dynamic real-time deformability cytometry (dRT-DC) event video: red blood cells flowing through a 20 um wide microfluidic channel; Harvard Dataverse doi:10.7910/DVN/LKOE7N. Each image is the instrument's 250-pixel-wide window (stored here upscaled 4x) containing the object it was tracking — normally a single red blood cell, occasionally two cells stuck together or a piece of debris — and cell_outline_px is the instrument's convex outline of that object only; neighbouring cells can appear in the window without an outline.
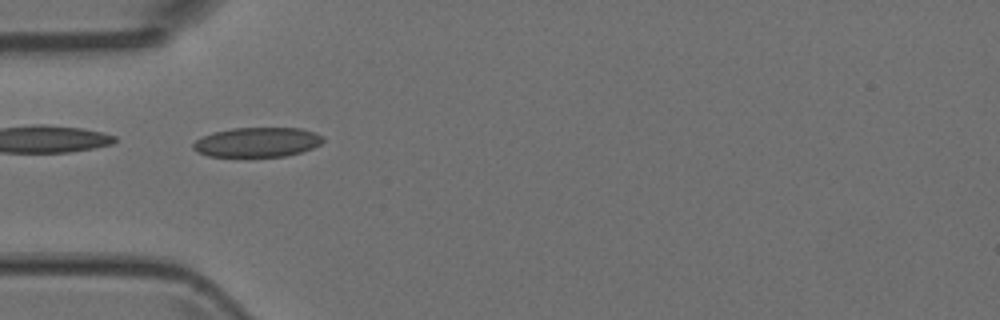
{"species": "Egyptian fruit bat (a non-hibernating species)", "species_latin": "Rousettus aegyptiacus", "temperature_condition": "room temperature", "stored_images_in_passage": 3, "camera_frame_rate_fps": 3000, "um_per_image_px": 0.085, "animal": {"sex": "female"}, "frame": {"image": 1, "passage_image": 1, "time_ms": 0.0, "image_size_px": [1000, 320], "cell_outline_px": [[324, 140], [320, 144], [312, 148], [300, 152], [284, 156], [208, 156], [196, 152], [192, 148], [192, 144], [196, 140], [212, 132], [232, 128], [300, 128], [324, 136]], "centroid_in_image_um": [21.84, 12.08], "position_along_channel_um": 63.2, "area_um2": 22.31}}
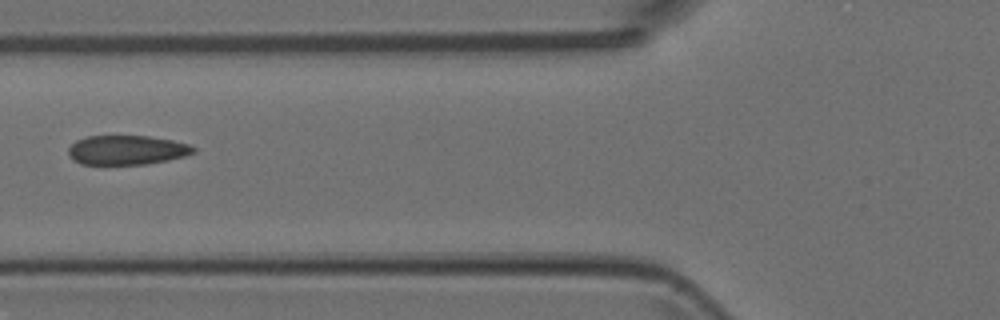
{"frame": {"image": 2, "passage_image": 2, "time_ms": 0.333, "image_size_px": [1000, 320], "cell_outline_px": [[196, 152], [184, 156], [168, 160], [148, 164], [80, 164], [72, 160], [68, 152], [68, 148], [76, 140], [88, 136], [148, 136], [172, 140], [188, 144], [196, 148]], "centroid_in_image_um": [10.78, 12.75], "position_along_channel_um": 115.0, "area_um2": 21.44}}
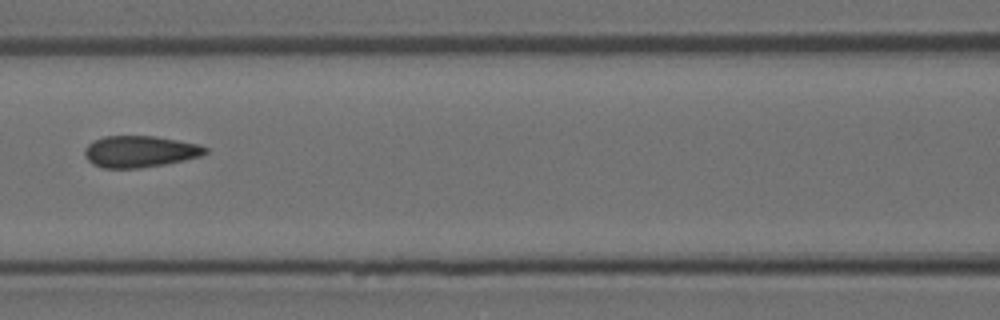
{"frame": {"image": 3, "passage_image": 3, "time_ms": 0.667, "image_size_px": [1000, 320], "cell_outline_px": [[208, 152], [200, 156], [184, 160], [164, 164], [140, 168], [104, 168], [92, 164], [84, 156], [84, 148], [88, 144], [104, 136], [156, 136], [200, 144], [208, 148]], "centroid_in_image_um": [11.89, 12.88], "position_along_channel_um": 154.7, "area_um2": 22.25}}